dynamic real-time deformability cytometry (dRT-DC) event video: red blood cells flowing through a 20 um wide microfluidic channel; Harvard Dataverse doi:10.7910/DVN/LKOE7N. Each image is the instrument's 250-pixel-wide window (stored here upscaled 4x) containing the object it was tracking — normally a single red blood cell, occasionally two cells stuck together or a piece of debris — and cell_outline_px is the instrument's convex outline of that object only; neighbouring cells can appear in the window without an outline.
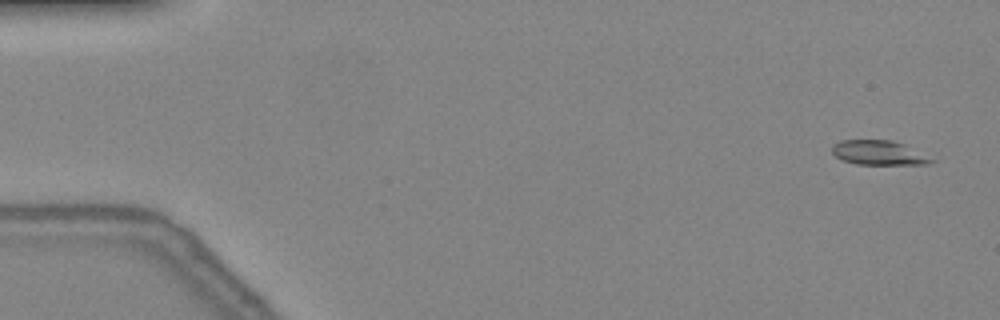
{"species": "common noctule bat (a hibernating species)", "species_latin": "Nyctalus noctula", "temperature_condition": "warm", "stored_images_in_passage": 47, "camera_frame_rate_fps": 3000, "um_per_image_px": 0.085, "animal": {"sex": "female", "body_mass_g": 24.6, "forearm_length_mm": 56.2}, "frame": {"image": 1, "passage_image": 1, "time_ms": 0.0, "image_size_px": [1000, 320], "cell_outline_px": [[936, 160], [928, 164], [856, 164], [844, 160], [836, 156], [832, 152], [832, 144], [840, 140], [892, 140], [904, 144]], "centroid_in_image_um": [74.68, 12.98], "position_along_channel_um": 10.3, "area_um2": 14.05}}
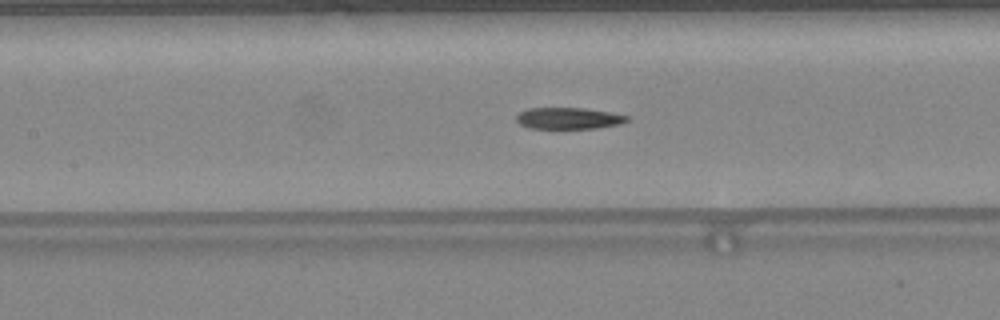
{"frame": {"image": 2, "passage_image": 21, "time_ms": 6.667, "image_size_px": [1000, 320], "cell_outline_px": [[628, 120], [620, 124], [596, 128], [528, 128], [520, 124], [516, 120], [516, 116], [520, 112], [528, 108], [584, 108], [608, 112], [628, 116]], "centroid_in_image_um": [48.29, 10.05], "position_along_channel_um": 159.1, "area_um2": 13.7}}
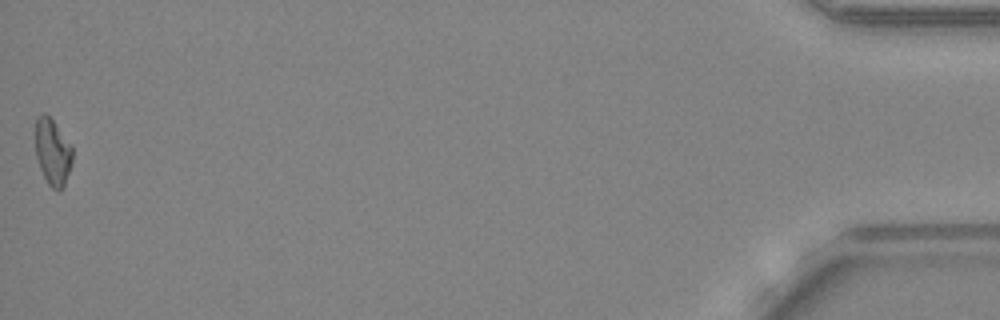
{"frame": {"image": 3, "passage_image": 47, "time_ms": 15.333, "image_size_px": [1000, 320], "cell_outline_px": [[72, 164], [64, 188], [60, 192], [52, 188], [48, 184], [40, 168], [36, 156], [36, 116], [40, 112], [44, 112], [52, 120], [72, 144]], "centroid_in_image_um": [4.49, 12.93], "position_along_channel_um": 430.7, "area_um2": 14.57}, "authors_computed_cell_mechanics": {"area_um2": 14.9124, "velocity_mm_per_s": 4.2986, "shape_relaxation_time_tau1_ms": 7.0551, "shape_relaxation_time_tau2_ms": 9.4189, "deformation_change_tau1": 0.2339, "deformation_change_tau2": 0.2386}}